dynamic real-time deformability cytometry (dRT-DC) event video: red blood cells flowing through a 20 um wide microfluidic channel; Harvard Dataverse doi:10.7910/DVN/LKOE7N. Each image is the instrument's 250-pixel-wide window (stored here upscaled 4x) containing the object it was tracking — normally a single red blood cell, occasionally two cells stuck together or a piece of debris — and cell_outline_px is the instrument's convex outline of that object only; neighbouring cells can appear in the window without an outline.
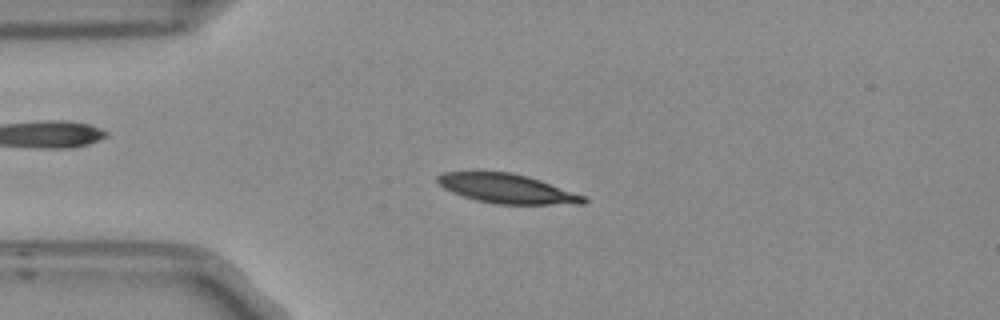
{"species": "Egyptian fruit bat (a non-hibernating species)", "species_latin": "Rousettus aegyptiacus", "temperature_condition": "room temperature", "stored_images_in_passage": 4, "camera_frame_rate_fps": 3000, "um_per_image_px": 0.085, "frame": {"image": 1, "passage_image": 3, "time_ms": 0.667, "image_size_px": [1000, 320], "cell_outline_px": [[588, 200], [584, 204], [496, 204], [476, 200], [452, 192], [444, 188], [436, 180], [436, 176], [444, 172], [476, 168], [480, 168], [512, 172], [528, 176], [588, 196]], "centroid_in_image_um": [43.05, 15.98], "position_along_channel_um": 41.9, "area_um2": 26.07}}